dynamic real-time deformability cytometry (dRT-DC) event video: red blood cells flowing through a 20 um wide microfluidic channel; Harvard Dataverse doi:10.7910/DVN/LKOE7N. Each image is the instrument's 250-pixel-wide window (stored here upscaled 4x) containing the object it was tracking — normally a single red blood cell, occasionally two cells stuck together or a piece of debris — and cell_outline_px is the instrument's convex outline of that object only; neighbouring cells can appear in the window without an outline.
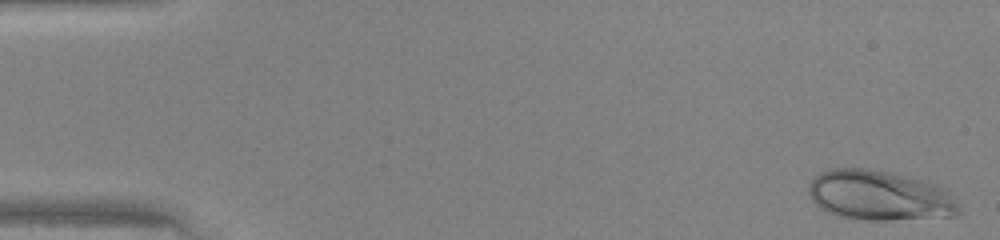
{"species": "human", "species_latin": "Homo sapiens", "temperature_condition": "warm", "stored_images_in_passage": 46, "camera_frame_rate_fps": 3000, "um_per_image_px": 0.085, "donor": {"sex": "female"}, "frame": {"image": 1, "passage_image": 1, "time_ms": 0.0, "image_size_px": [1000, 240], "cell_outline_px": [[960, 212], [956, 216], [884, 220], [868, 220], [840, 216], [828, 212], [820, 208], [812, 200], [808, 192], [808, 184], [820, 172], [828, 168], [864, 168], [908, 176], [940, 184], [956, 200], [960, 208]], "centroid_in_image_um": [74.77, 16.61], "position_along_channel_um": 10.2, "area_um2": 43.93}}
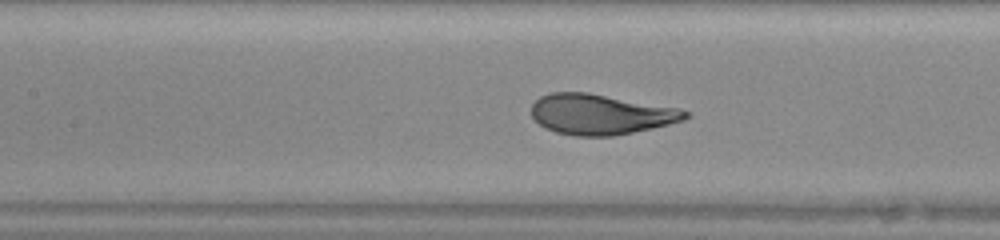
{"frame": {"image": 2, "passage_image": 21, "time_ms": 6.667, "image_size_px": [1000, 240], "cell_outline_px": [[692, 116], [684, 120], [652, 128], [612, 136], [572, 136], [556, 132], [544, 128], [532, 116], [532, 104], [540, 96], [552, 92], [588, 92], [680, 108], [692, 112]], "centroid_in_image_um": [51.08, 9.71], "position_along_channel_um": 156.3, "area_um2": 36.41}}
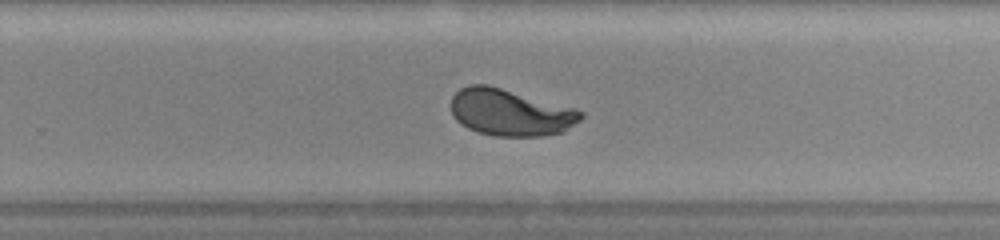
{"frame": {"image": 3, "passage_image": 30, "time_ms": 9.667, "image_size_px": [1000, 240], "cell_outline_px": [[584, 116], [580, 120], [564, 132], [544, 136], [492, 136], [476, 132], [460, 124], [452, 116], [452, 96], [460, 88], [468, 84], [488, 84], [576, 108], [584, 112]], "centroid_in_image_um": [43.38, 9.56], "position_along_channel_um": 286.4, "area_um2": 35.84}}